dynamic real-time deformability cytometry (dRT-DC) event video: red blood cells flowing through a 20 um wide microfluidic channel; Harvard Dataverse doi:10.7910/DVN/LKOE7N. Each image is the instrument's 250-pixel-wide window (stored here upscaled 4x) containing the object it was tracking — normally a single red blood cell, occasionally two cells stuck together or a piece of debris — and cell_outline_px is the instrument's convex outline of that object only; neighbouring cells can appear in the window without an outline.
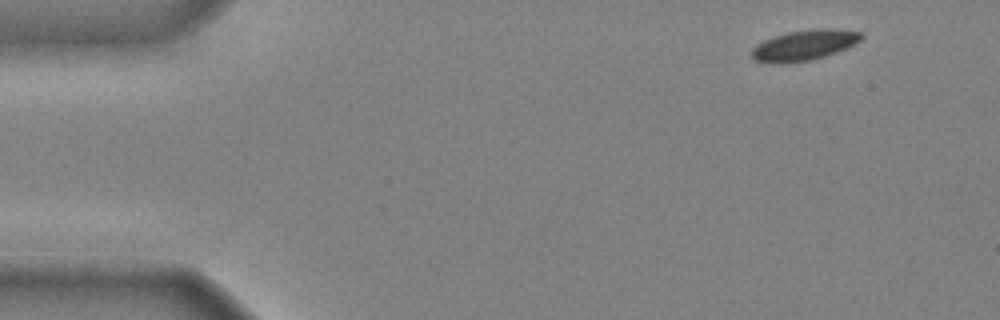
{"species": "common noctule bat (a hibernating species)", "species_latin": "Nyctalus noctula", "temperature_condition": "cold", "stored_images_in_passage": 40, "camera_frame_rate_fps": 3000, "um_per_image_px": 0.085, "animal": {"sex": "male", "body_mass_g": 20.4}, "frame": {"image": 1, "passage_image": 1, "time_ms": 0.0, "image_size_px": [1000, 320], "cell_outline_px": [[864, 36], [860, 40], [836, 52], [824, 56], [808, 60], [784, 64], [768, 64], [756, 60], [752, 56], [752, 48], [756, 44], [764, 40], [788, 32], [820, 28], [832, 28], [864, 32]], "centroid_in_image_um": [68.34, 3.84], "position_along_channel_um": 16.7, "area_um2": 19.36}}
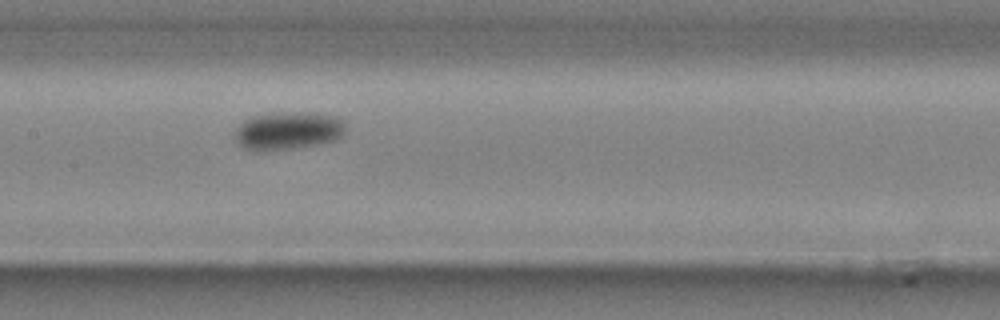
{"frame": {"image": 2, "passage_image": 21, "time_ms": 6.667, "image_size_px": [1000, 320], "cell_outline_px": [[344, 136], [336, 140], [320, 144], [264, 152], [252, 152], [236, 144], [232, 132], [244, 120], [252, 116], [276, 112], [304, 112], [340, 116], [344, 120]], "centroid_in_image_um": [24.44, 11.12], "position_along_channel_um": 183.0, "area_um2": 25.32}}
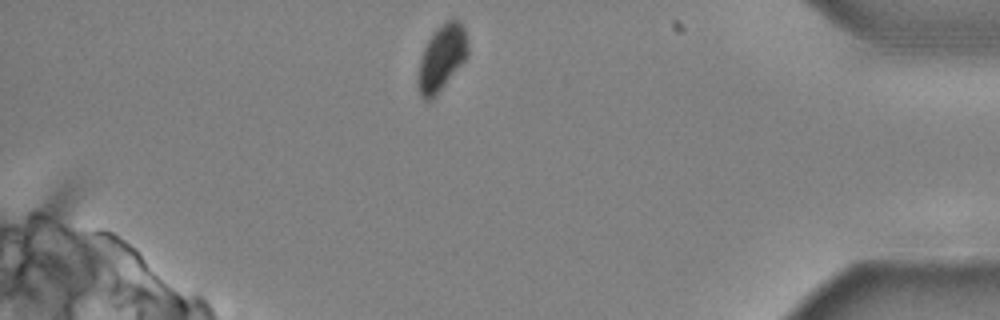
{"frame": {"image": 3, "passage_image": 40, "time_ms": 13.0, "image_size_px": [1000, 320], "cell_outline_px": [[468, 56], [436, 96], [428, 100], [424, 100], [420, 96], [420, 60], [424, 48], [428, 40], [436, 28], [444, 20], [452, 16], [460, 20], [464, 28], [468, 44]], "centroid_in_image_um": [37.6, 4.83], "position_along_channel_um": 397.6, "area_um2": 18.96}, "authors_computed_cell_mechanics": {"area_um2": 21.5883, "velocity_mm_per_s": 3.9138, "shape_relaxation_time_tau1_ms": 3.6059, "shape_relaxation_time_tau2_ms": null, "deformation_change_tau1": 0.1302, "deformation_change_tau2": null}}